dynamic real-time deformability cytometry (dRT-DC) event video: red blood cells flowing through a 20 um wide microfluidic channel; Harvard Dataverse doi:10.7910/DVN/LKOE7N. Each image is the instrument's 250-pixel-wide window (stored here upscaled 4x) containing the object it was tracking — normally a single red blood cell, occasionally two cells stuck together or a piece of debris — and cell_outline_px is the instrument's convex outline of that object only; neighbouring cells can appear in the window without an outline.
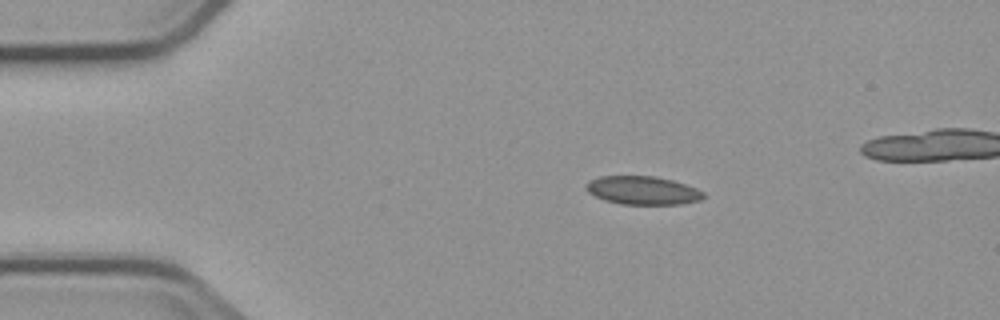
{"species": "common noctule bat (a hibernating species)", "species_latin": "Nyctalus noctula", "temperature_condition": "cold", "stored_images_in_passage": 6, "camera_frame_rate_fps": 3000, "um_per_image_px": 0.085, "animal": {"sex": "male", "body_mass_g": 23.1, "forearm_length_mm": 52.7}, "frame": {"image": 1, "passage_image": 1, "time_ms": 0.0, "image_size_px": [1000, 320], "cell_outline_px": [[704, 196], [700, 200], [680, 204], [620, 204], [604, 200], [588, 192], [584, 188], [592, 180], [600, 176], [656, 176], [672, 180], [696, 188], [704, 192]], "centroid_in_image_um": [54.63, 16.18], "position_along_channel_um": 30.4, "area_um2": 19.25}}
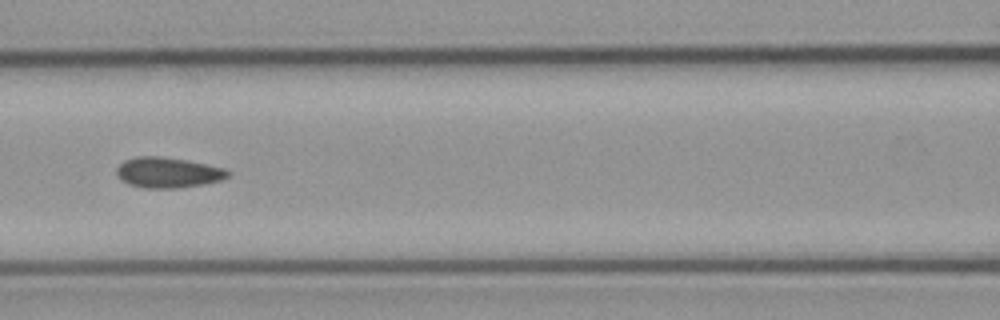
{"frame": {"image": 2, "passage_image": 5, "time_ms": 4.667, "image_size_px": [1000, 320], "cell_outline_px": [[232, 172], [228, 176], [220, 180], [204, 184], [180, 188], [144, 188], [128, 184], [120, 180], [116, 176], [116, 168], [124, 160], [136, 156], [156, 156], [184, 160], [224, 168]], "centroid_in_image_um": [14.23, 14.68], "position_along_channel_um": 152.4, "area_um2": 19.77}}
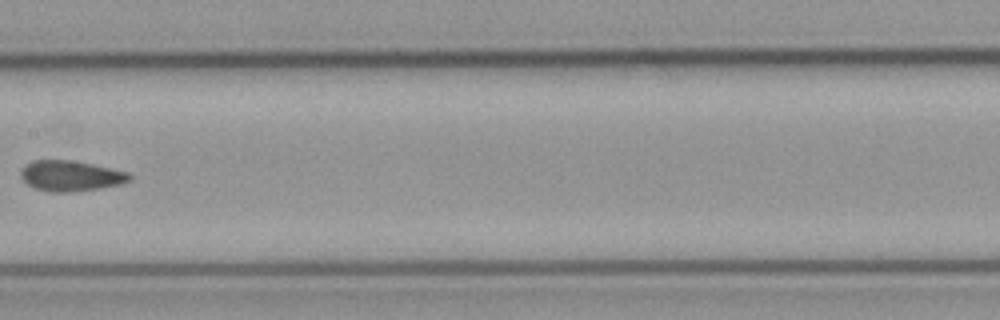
{"frame": {"image": 3, "passage_image": 6, "time_ms": 6.0, "image_size_px": [1000, 320], "cell_outline_px": [[132, 180], [120, 184], [96, 188], [68, 192], [52, 192], [32, 188], [20, 176], [20, 172], [24, 164], [32, 160], [72, 160], [92, 164], [128, 172], [132, 176]], "centroid_in_image_um": [5.97, 14.94], "position_along_channel_um": 201.4, "area_um2": 19.31}}